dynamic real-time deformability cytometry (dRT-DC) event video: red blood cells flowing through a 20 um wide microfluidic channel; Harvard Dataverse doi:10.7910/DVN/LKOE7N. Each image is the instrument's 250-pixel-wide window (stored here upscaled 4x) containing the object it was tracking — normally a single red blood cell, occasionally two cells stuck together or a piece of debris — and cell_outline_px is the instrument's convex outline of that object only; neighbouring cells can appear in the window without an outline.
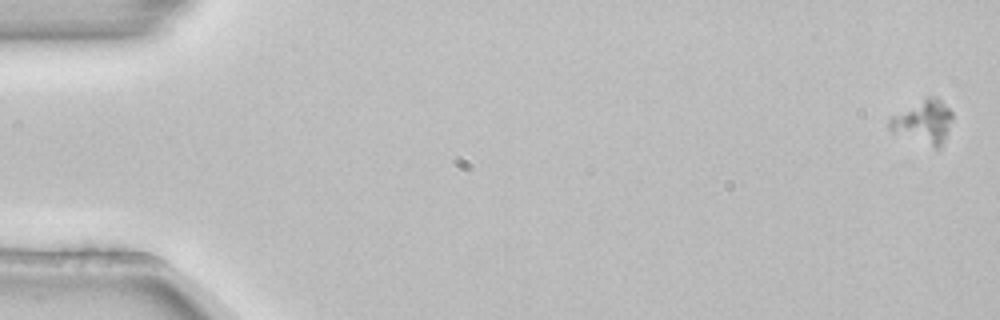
{"species": "common noctule bat (a hibernating species)", "species_latin": "Nyctalus noctula", "temperature_condition": "room temperature", "stored_images_in_passage": 4, "camera_frame_rate_fps": 3000, "um_per_image_px": 0.085, "animal": {"sex": "female", "body_mass_g": 22.7, "forearm_length_mm": 54.2}, "frame": {"image": 1, "passage_image": 1, "time_ms": 0.0, "image_size_px": [1000, 320], "cell_outline_px": [[952, 120], [940, 148], [936, 148], [888, 128], [888, 120], [892, 116], [928, 96], [936, 96], [952, 112]], "centroid_in_image_um": [78.52, 10.32], "position_along_channel_um": 6.5, "area_um2": 15.2}}
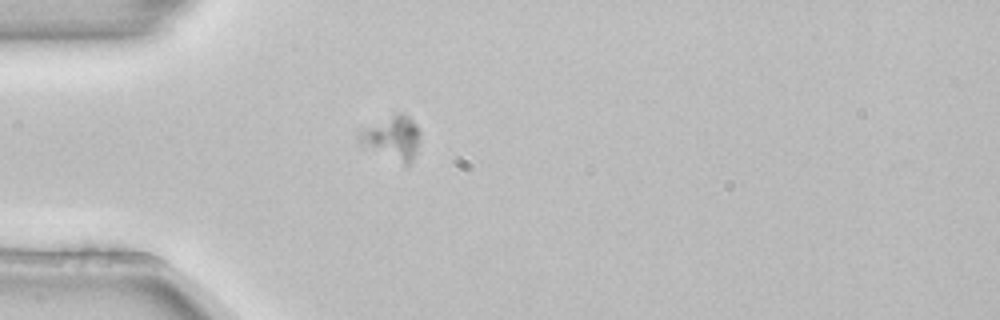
{"frame": {"image": 2, "passage_image": 4, "time_ms": 1.0, "image_size_px": [1000, 320], "cell_outline_px": [[420, 132], [416, 152], [412, 160], [408, 164], [404, 164], [360, 144], [356, 140], [356, 136], [360, 132], [396, 112], [404, 112], [416, 124]], "centroid_in_image_um": [33.37, 11.69], "position_along_channel_um": 51.6, "area_um2": 15.09}}